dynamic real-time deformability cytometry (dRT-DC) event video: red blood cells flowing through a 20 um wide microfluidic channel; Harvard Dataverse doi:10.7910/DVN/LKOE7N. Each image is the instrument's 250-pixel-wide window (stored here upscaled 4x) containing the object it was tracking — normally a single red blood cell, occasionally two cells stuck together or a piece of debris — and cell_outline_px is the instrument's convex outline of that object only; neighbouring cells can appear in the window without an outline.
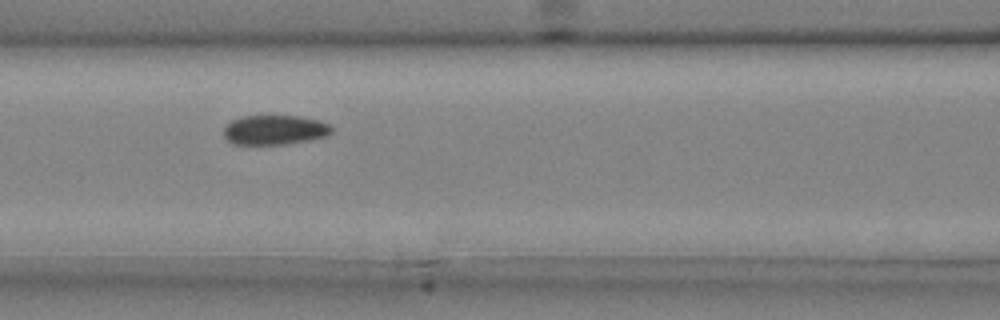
{"species": "common noctule bat (a hibernating species)", "species_latin": "Nyctalus noctula", "temperature_condition": "cold", "stored_images_in_passage": 8, "camera_frame_rate_fps": 3000, "um_per_image_px": 0.085, "animal": {"sex": "male", "body_mass_g": 20.4}, "frame": {"image": 1, "passage_image": 6, "time_ms": 1.667, "image_size_px": [1000, 320], "cell_outline_px": [[332, 132], [328, 136], [288, 144], [232, 144], [224, 136], [224, 128], [232, 120], [244, 116], [300, 116], [320, 120], [328, 124], [332, 128]], "centroid_in_image_um": [23.37, 11.04], "position_along_channel_um": 143.2, "area_um2": 18.61}}
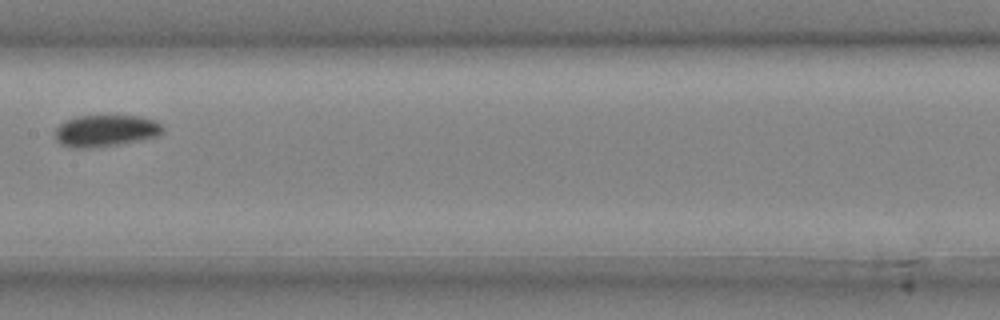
{"frame": {"image": 2, "passage_image": 7, "time_ms": 2.0, "image_size_px": [1000, 320], "cell_outline_px": [[164, 132], [160, 136], [140, 140], [116, 144], [88, 148], [68, 148], [60, 144], [56, 140], [56, 128], [64, 120], [76, 116], [140, 116], [156, 120], [164, 128]], "centroid_in_image_um": [8.98, 11.11], "position_along_channel_um": 198.4, "area_um2": 20.06}}
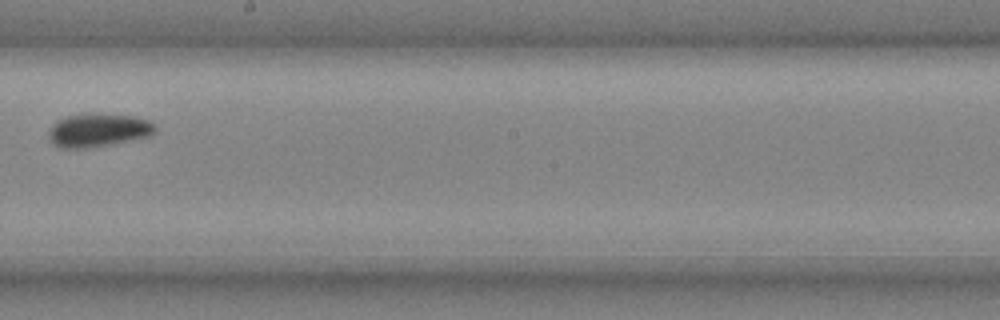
{"frame": {"image": 3, "passage_image": 8, "time_ms": 2.333, "image_size_px": [1000, 320], "cell_outline_px": [[156, 132], [148, 136], [112, 144], [88, 148], [60, 148], [52, 144], [48, 136], [48, 132], [52, 124], [68, 116], [132, 116], [148, 120], [156, 124]], "centroid_in_image_um": [8.35, 11.12], "position_along_channel_um": 239.9, "area_um2": 20.0}}